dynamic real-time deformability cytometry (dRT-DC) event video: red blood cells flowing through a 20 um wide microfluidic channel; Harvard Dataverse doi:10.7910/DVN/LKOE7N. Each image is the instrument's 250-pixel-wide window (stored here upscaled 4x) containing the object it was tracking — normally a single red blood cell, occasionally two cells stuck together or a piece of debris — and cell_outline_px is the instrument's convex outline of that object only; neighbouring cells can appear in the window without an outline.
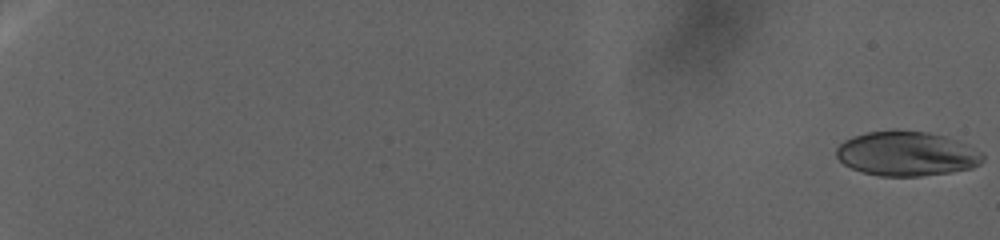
{"species": "human", "species_latin": "Homo sapiens", "temperature_condition": "warm", "stored_images_in_passage": 93, "camera_frame_rate_fps": 3000, "um_per_image_px": 0.085, "donor": {"sex": "female"}, "frame": {"image": 1, "passage_image": 1, "time_ms": 0.0, "image_size_px": [1000, 240], "cell_outline_px": [[984, 160], [980, 164], [972, 168], [948, 172], [920, 176], [880, 176], [864, 172], [852, 168], [844, 164], [836, 156], [836, 148], [844, 140], [852, 136], [868, 132], [892, 128], [896, 128], [928, 132], [944, 136], [956, 140], [984, 152]], "centroid_in_image_um": [77.07, 13.04], "position_along_channel_um": 7.9, "area_um2": 38.44}}
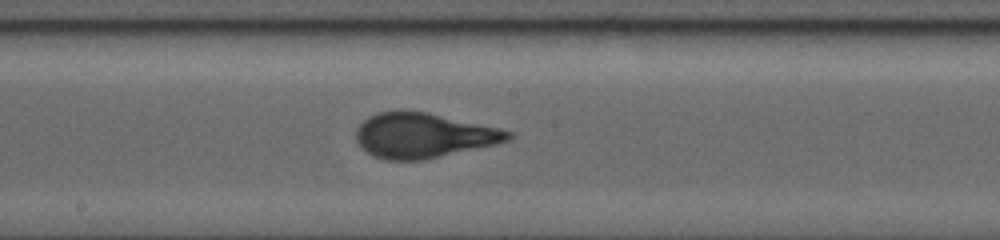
{"frame": {"image": 2, "passage_image": 54, "time_ms": 38.0, "image_size_px": [1000, 240], "cell_outline_px": [[512, 136], [508, 140], [496, 144], [424, 160], [384, 160], [372, 156], [360, 148], [356, 140], [356, 128], [368, 116], [380, 112], [400, 108], [404, 108], [428, 112], [500, 128], [512, 132]], "centroid_in_image_um": [35.93, 11.49], "position_along_channel_um": 212.3, "area_um2": 40.4}}
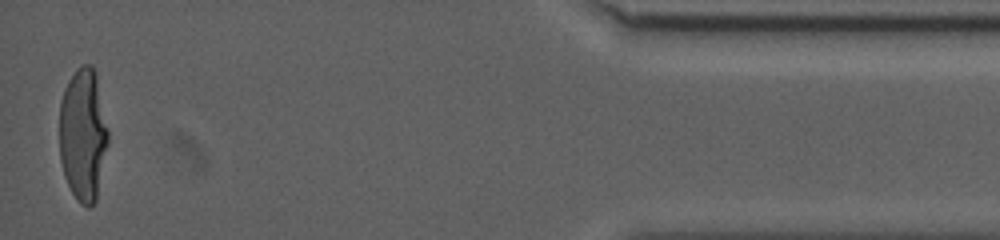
{"frame": {"image": 3, "passage_image": 93, "time_ms": 59.667, "image_size_px": [1000, 240], "cell_outline_px": [[108, 144], [96, 200], [88, 208], [80, 204], [72, 192], [64, 176], [60, 160], [60, 100], [64, 88], [68, 80], [76, 68], [80, 64], [88, 64], [96, 72], [108, 132]], "centroid_in_image_um": [7.05, 11.43], "position_along_channel_um": 428.1, "area_um2": 37.74}}